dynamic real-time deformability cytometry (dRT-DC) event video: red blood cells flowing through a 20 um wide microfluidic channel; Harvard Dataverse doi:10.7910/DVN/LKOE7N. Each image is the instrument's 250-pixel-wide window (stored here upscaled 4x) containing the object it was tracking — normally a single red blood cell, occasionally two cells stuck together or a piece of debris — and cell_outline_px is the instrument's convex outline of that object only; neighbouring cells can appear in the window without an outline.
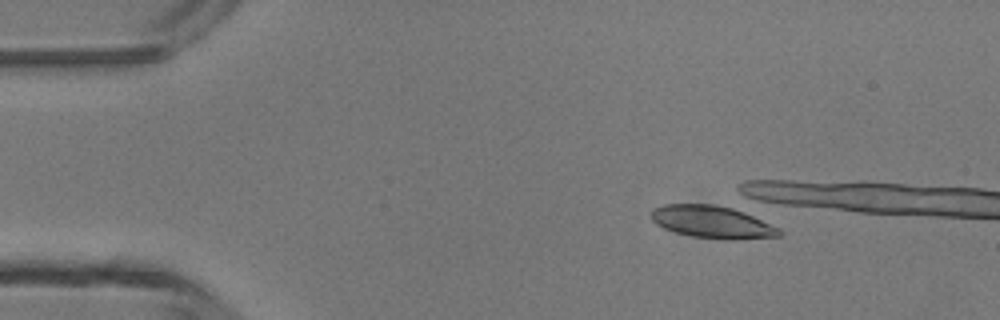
{"species": "common noctule bat (a hibernating species)", "species_latin": "Nyctalus noctula", "temperature_condition": "room temperature", "stored_images_in_passage": 2, "camera_frame_rate_fps": 3000, "um_per_image_px": 0.085, "animal": {"sex": "male", "body_mass_g": 13.3}, "frame": {"image": 1, "passage_image": 2, "time_ms": 2.0, "image_size_px": [1000, 320], "cell_outline_px": [[784, 232], [780, 236], [736, 240], [728, 240], [692, 236], [676, 232], [664, 228], [656, 224], [648, 216], [652, 208], [664, 204], [712, 204], [744, 208], [780, 228]], "centroid_in_image_um": [60.63, 18.84], "position_along_channel_um": 24.4, "area_um2": 25.26}}